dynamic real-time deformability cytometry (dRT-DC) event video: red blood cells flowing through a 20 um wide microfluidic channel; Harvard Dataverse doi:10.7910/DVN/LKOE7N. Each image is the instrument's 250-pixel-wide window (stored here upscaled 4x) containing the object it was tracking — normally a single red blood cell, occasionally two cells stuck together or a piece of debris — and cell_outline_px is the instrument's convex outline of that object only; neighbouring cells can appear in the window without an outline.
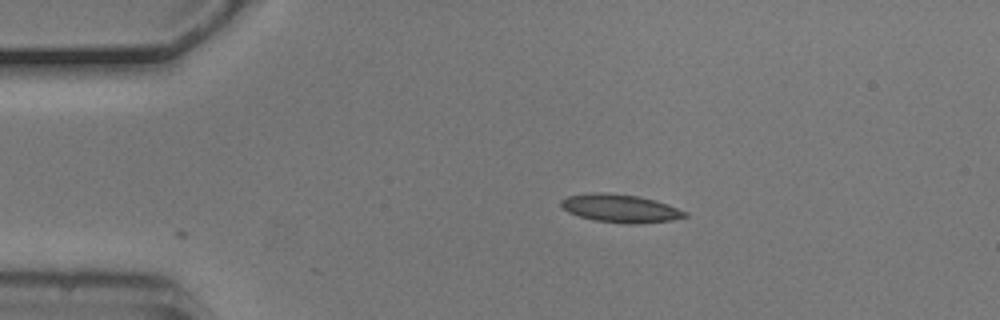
{"species": "common noctule bat (a hibernating species)", "species_latin": "Nyctalus noctula", "temperature_condition": "cold", "stored_images_in_passage": 2, "camera_frame_rate_fps": 3000, "um_per_image_px": 0.085, "animal": {"sex": "male", "body_mass_g": 20.5, "forearm_length_mm": 52.5}, "frame": {"image": 1, "passage_image": 1, "time_ms": 0.0, "image_size_px": [1000, 320], "cell_outline_px": [[688, 216], [672, 220], [636, 224], [624, 224], [596, 220], [580, 216], [568, 212], [560, 204], [560, 200], [568, 196], [592, 192], [604, 192], [636, 196], [668, 204], [688, 212]], "centroid_in_image_um": [52.74, 17.71], "position_along_channel_um": 32.3, "area_um2": 20.17}}